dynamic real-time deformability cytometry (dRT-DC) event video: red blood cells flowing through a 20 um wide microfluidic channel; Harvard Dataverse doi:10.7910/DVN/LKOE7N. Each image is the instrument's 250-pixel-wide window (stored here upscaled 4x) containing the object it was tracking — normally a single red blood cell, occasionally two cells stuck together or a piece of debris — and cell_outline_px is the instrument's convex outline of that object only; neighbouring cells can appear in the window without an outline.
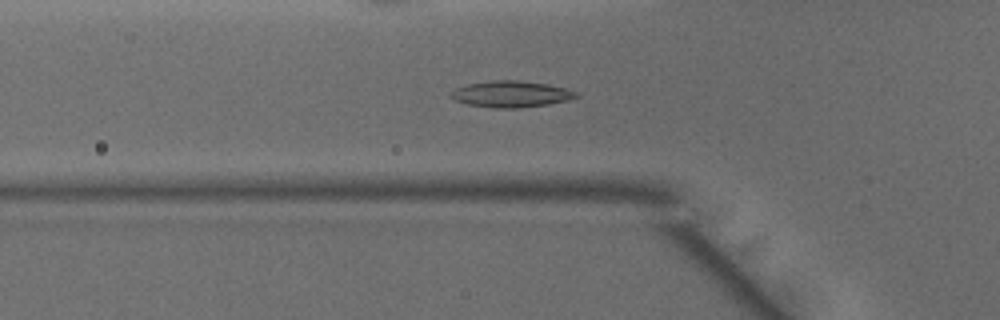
{"species": "common noctule bat (a hibernating species)", "species_latin": "Nyctalus noctula", "temperature_condition": "warm", "stored_images_in_passage": 48, "camera_frame_rate_fps": 3000, "um_per_image_px": 0.085, "animal": {"sex": "male", "body_mass_g": 15.6}, "frame": {"image": 1, "passage_image": 16, "time_ms": 5.0, "image_size_px": [1000, 320], "cell_outline_px": [[580, 96], [568, 100], [548, 104], [520, 108], [496, 108], [468, 104], [456, 100], [448, 96], [448, 92], [456, 88], [468, 84], [492, 80], [516, 80], [548, 84], [580, 92]], "centroid_in_image_um": [43.45, 7.99], "position_along_channel_um": 82.4, "area_um2": 19.31}}
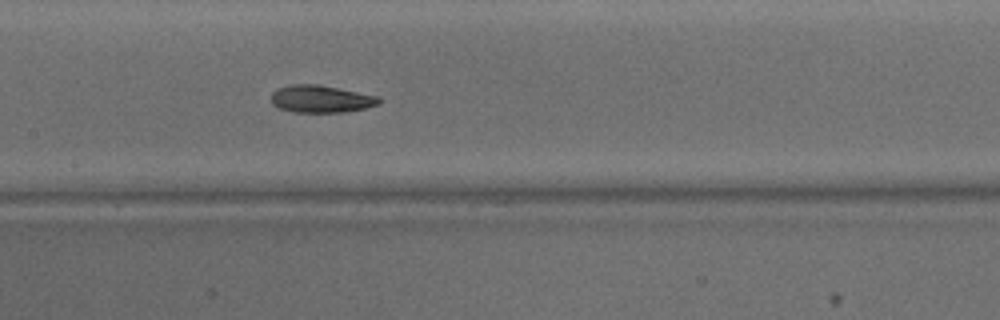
{"frame": {"image": 2, "passage_image": 23, "time_ms": 7.333, "image_size_px": [1000, 320], "cell_outline_px": [[384, 100], [380, 104], [364, 108], [344, 112], [292, 112], [280, 108], [272, 104], [272, 92], [276, 88], [292, 84], [316, 84], [380, 96]], "centroid_in_image_um": [27.31, 8.41], "position_along_channel_um": 180.1, "area_um2": 17.28}}
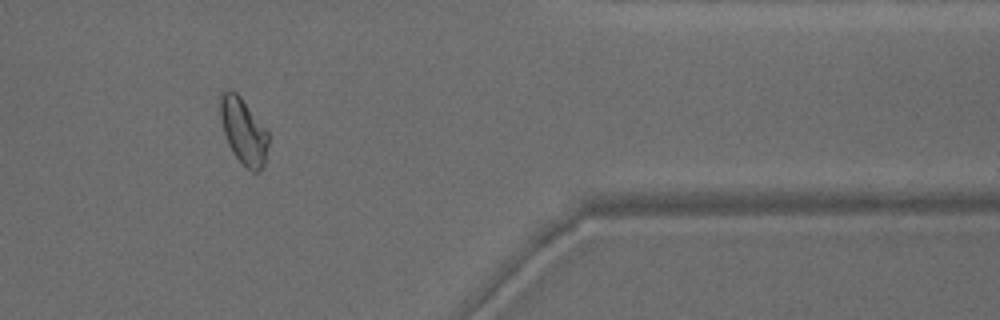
{"frame": {"image": 3, "passage_image": 40, "time_ms": 13.0, "image_size_px": [1000, 320], "cell_outline_px": [[268, 144], [264, 164], [260, 172], [252, 172], [232, 152], [228, 144], [220, 120], [220, 92], [228, 88], [236, 92], [240, 96], [268, 132]], "centroid_in_image_um": [20.68, 11.12], "position_along_channel_um": 390.7, "area_um2": 18.38}, "authors_computed_cell_mechanics": {"area_um2": 18.3515, "velocity_mm_per_s": 4.1496, "shape_relaxation_time_tau1_ms": 5.9934, "shape_relaxation_time_tau2_ms": 1.8029, "deformation_change_tau1": 0.1721, "deformation_change_tau2": 0.076}}